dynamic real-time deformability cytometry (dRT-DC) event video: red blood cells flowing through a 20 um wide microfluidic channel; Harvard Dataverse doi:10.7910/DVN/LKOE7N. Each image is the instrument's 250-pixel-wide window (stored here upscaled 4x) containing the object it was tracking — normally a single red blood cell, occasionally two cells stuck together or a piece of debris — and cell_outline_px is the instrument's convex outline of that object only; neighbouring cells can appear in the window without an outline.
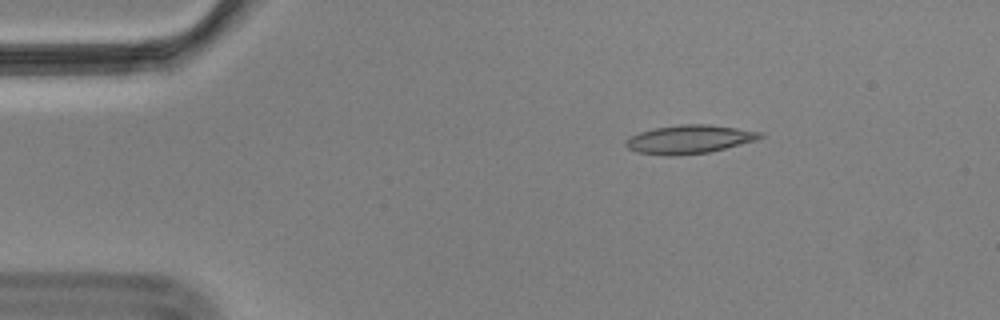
{"species": "Egyptian fruit bat (a non-hibernating species)", "species_latin": "Rousettus aegyptiacus", "temperature_condition": "cold", "stored_images_in_passage": 48, "camera_frame_rate_fps": 3000, "um_per_image_px": 0.085, "animal": {"sex": "male"}, "frame": {"image": 1, "passage_image": 1, "time_ms": 0.0, "image_size_px": [1000, 320], "cell_outline_px": [[764, 136], [756, 140], [708, 152], [676, 156], [664, 156], [636, 152], [628, 148], [624, 144], [624, 140], [640, 132], [656, 128], [680, 124], [708, 124], [764, 132]], "centroid_in_image_um": [58.57, 11.84], "position_along_channel_um": 26.4, "area_um2": 22.31}}
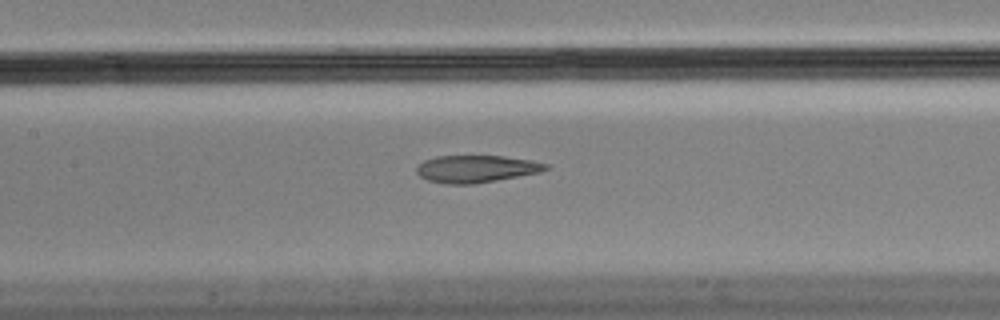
{"frame": {"image": 2, "passage_image": 18, "time_ms": 5.667, "image_size_px": [1000, 320], "cell_outline_px": [[552, 168], [540, 172], [496, 180], [472, 184], [448, 184], [428, 180], [420, 176], [416, 172], [416, 168], [424, 160], [436, 156], [504, 156], [532, 160], [548, 164]], "centroid_in_image_um": [40.5, 14.34], "position_along_channel_um": 166.9, "area_um2": 20.46}}
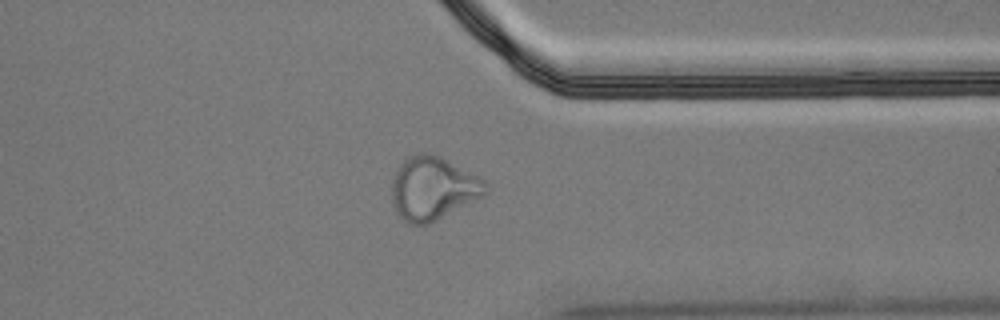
{"frame": {"image": 3, "passage_image": 36, "time_ms": 11.667, "image_size_px": [1000, 320], "cell_outline_px": [[488, 192], [484, 196], [428, 224], [408, 224], [396, 212], [392, 204], [392, 180], [400, 164], [408, 156], [420, 152], [428, 152], [440, 156], [480, 176], [488, 184]], "centroid_in_image_um": [36.82, 15.99], "position_along_channel_um": 374.6, "area_um2": 34.8}, "authors_computed_cell_mechanics": {"area_um2": 22.3397, "velocity_mm_per_s": 3.5254, "shape_relaxation_time_tau1_ms": null, "shape_relaxation_time_tau2_ms": 2.8593, "deformation_change_tau1": null, "deformation_change_tau2": 0.1156}}